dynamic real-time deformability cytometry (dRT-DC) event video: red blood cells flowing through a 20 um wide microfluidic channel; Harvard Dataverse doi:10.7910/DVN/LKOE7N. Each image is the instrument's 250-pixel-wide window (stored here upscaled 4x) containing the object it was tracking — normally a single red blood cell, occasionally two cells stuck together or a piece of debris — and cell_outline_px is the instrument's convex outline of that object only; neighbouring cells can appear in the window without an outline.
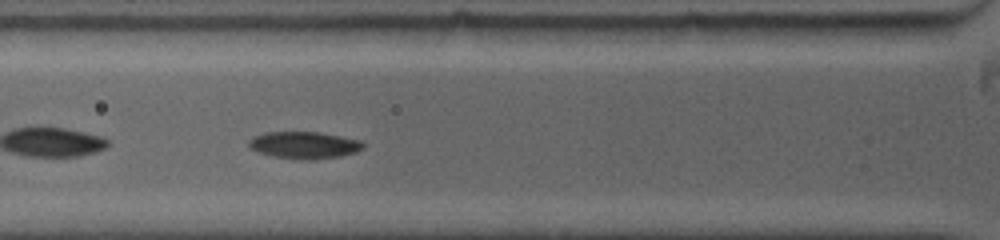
{"species": "common noctule bat (a hibernating species)", "species_latin": "Nyctalus noctula", "temperature_condition": "warm", "stored_images_in_passage": 2, "camera_frame_rate_fps": 5000, "um_per_image_px": 0.085, "animal": {"sex": "female", "body_mass_g": 19.0, "forearm_length_mm": 53.3}, "frame": {"image": 1, "passage_image": 2, "time_ms": 0.6, "image_size_px": [1000, 240], "cell_outline_px": [[364, 148], [356, 152], [340, 156], [312, 160], [300, 160], [272, 156], [256, 152], [248, 148], [248, 140], [252, 136], [264, 132], [320, 132], [360, 140], [364, 144]], "centroid_in_image_um": [25.8, 12.34], "position_along_channel_um": 100.0, "area_um2": 18.32}}